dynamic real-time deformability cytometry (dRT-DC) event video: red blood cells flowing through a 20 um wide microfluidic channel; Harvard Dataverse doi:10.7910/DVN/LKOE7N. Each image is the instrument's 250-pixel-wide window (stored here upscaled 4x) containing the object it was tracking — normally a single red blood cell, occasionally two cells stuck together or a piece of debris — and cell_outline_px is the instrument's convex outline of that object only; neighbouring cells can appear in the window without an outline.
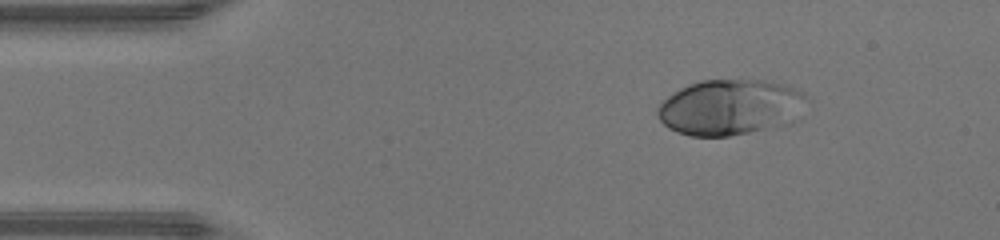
{"species": "human", "species_latin": "Homo sapiens", "temperature_condition": "warm", "stored_images_in_passage": 41, "camera_frame_rate_fps": 3000, "um_per_image_px": 0.085, "donor": {"sex": "male"}, "frame": {"image": 1, "passage_image": 1, "time_ms": 0.0, "image_size_px": [1000, 240], "cell_outline_px": [[808, 100], [792, 120], [788, 124], [728, 136], [692, 136], [676, 132], [668, 128], [660, 120], [656, 112], [656, 108], [672, 92], [688, 84], [700, 80], [772, 80], [796, 88], [804, 92], [808, 96]], "centroid_in_image_um": [62.06, 9.1], "position_along_channel_um": 22.9, "area_um2": 48.55}}
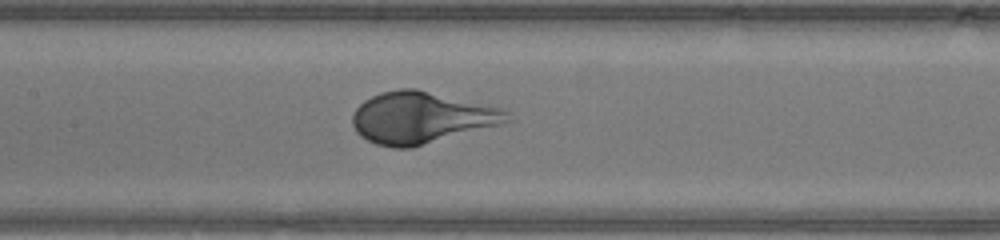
{"frame": {"image": 2, "passage_image": 16, "time_ms": 5.0, "image_size_px": [1000, 240], "cell_outline_px": [[512, 120], [500, 124], [412, 148], [392, 148], [376, 144], [360, 136], [356, 132], [352, 124], [352, 116], [356, 108], [364, 100], [380, 92], [400, 88], [416, 88], [504, 108], [508, 112]], "centroid_in_image_um": [35.8, 9.99], "position_along_channel_um": 171.6, "area_um2": 46.7}}
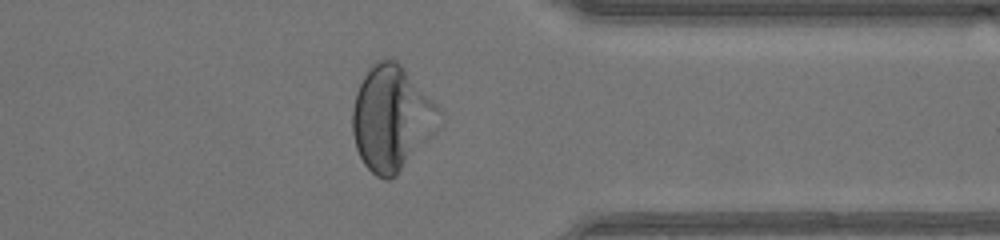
{"frame": {"image": 3, "passage_image": 31, "time_ms": 10.0, "image_size_px": [1000, 240], "cell_outline_px": [[444, 112], [396, 176], [388, 180], [384, 180], [376, 176], [364, 164], [356, 148], [352, 132], [352, 108], [356, 92], [368, 68], [376, 60], [388, 56], [396, 60], [404, 68]], "centroid_in_image_um": [33.21, 9.98], "position_along_channel_um": 378.2, "area_um2": 51.9}, "authors_computed_cell_mechanics": {"area_um2": 48.0896, "velocity_mm_per_s": 4.314, "shape_relaxation_time_tau1_ms": 2.4271, "shape_relaxation_time_tau2_ms": null, "deformation_change_tau1": 0.1876, "deformation_change_tau2": null}}